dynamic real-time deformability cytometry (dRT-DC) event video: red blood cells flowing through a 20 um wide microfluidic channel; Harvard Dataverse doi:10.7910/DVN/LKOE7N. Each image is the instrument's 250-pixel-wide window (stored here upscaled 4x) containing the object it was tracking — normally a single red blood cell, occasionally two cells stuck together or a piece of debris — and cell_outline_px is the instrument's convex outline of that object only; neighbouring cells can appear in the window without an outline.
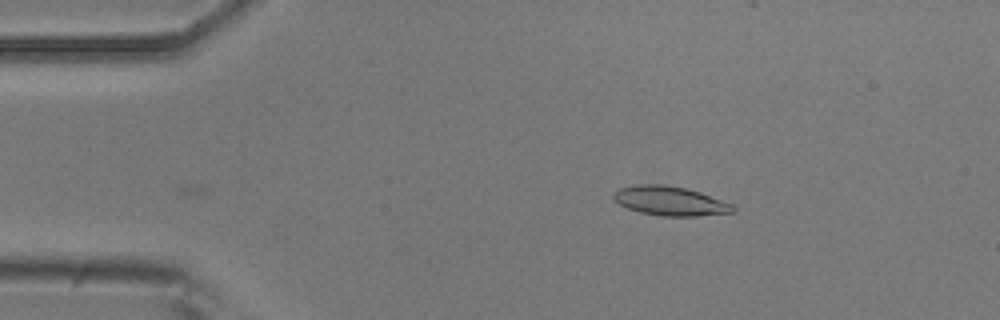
{"species": "common noctule bat (a hibernating species)", "species_latin": "Nyctalus noctula", "temperature_condition": "room temperature", "stored_images_in_passage": 5, "camera_frame_rate_fps": 3000, "um_per_image_px": 0.085, "animal": {"sex": "male", "body_mass_g": 20.5, "forearm_length_mm": 52.5}, "frame": {"image": 1, "passage_image": 5, "time_ms": 4.667, "image_size_px": [1000, 320], "cell_outline_px": [[736, 208], [732, 212], [696, 216], [660, 216], [640, 212], [628, 208], [612, 200], [612, 192], [620, 188], [640, 184], [660, 184], [684, 188], [700, 192], [732, 204]], "centroid_in_image_um": [56.91, 17.08], "position_along_channel_um": 28.1, "area_um2": 20.23}}